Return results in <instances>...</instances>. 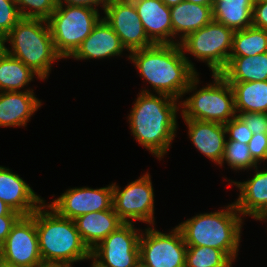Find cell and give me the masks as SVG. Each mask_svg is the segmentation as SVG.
Listing matches in <instances>:
<instances>
[{
    "label": "cell",
    "instance_id": "obj_42",
    "mask_svg": "<svg viewBox=\"0 0 267 267\" xmlns=\"http://www.w3.org/2000/svg\"><path fill=\"white\" fill-rule=\"evenodd\" d=\"M40 267H72L68 265L43 264Z\"/></svg>",
    "mask_w": 267,
    "mask_h": 267
},
{
    "label": "cell",
    "instance_id": "obj_8",
    "mask_svg": "<svg viewBox=\"0 0 267 267\" xmlns=\"http://www.w3.org/2000/svg\"><path fill=\"white\" fill-rule=\"evenodd\" d=\"M234 32L233 29L212 20L178 42L182 50L203 62L206 61L212 74H215L220 73L227 66Z\"/></svg>",
    "mask_w": 267,
    "mask_h": 267
},
{
    "label": "cell",
    "instance_id": "obj_13",
    "mask_svg": "<svg viewBox=\"0 0 267 267\" xmlns=\"http://www.w3.org/2000/svg\"><path fill=\"white\" fill-rule=\"evenodd\" d=\"M105 21L119 36L129 52L148 48L154 43L148 38L131 0H111L104 9Z\"/></svg>",
    "mask_w": 267,
    "mask_h": 267
},
{
    "label": "cell",
    "instance_id": "obj_10",
    "mask_svg": "<svg viewBox=\"0 0 267 267\" xmlns=\"http://www.w3.org/2000/svg\"><path fill=\"white\" fill-rule=\"evenodd\" d=\"M134 223H123L91 250V259L97 267H140L139 229Z\"/></svg>",
    "mask_w": 267,
    "mask_h": 267
},
{
    "label": "cell",
    "instance_id": "obj_9",
    "mask_svg": "<svg viewBox=\"0 0 267 267\" xmlns=\"http://www.w3.org/2000/svg\"><path fill=\"white\" fill-rule=\"evenodd\" d=\"M141 235L140 267H185L187 245L177 226L169 234L147 228Z\"/></svg>",
    "mask_w": 267,
    "mask_h": 267
},
{
    "label": "cell",
    "instance_id": "obj_11",
    "mask_svg": "<svg viewBox=\"0 0 267 267\" xmlns=\"http://www.w3.org/2000/svg\"><path fill=\"white\" fill-rule=\"evenodd\" d=\"M0 261L15 267H40L43 265L35 219L31 215L21 216L12 226L0 248Z\"/></svg>",
    "mask_w": 267,
    "mask_h": 267
},
{
    "label": "cell",
    "instance_id": "obj_20",
    "mask_svg": "<svg viewBox=\"0 0 267 267\" xmlns=\"http://www.w3.org/2000/svg\"><path fill=\"white\" fill-rule=\"evenodd\" d=\"M74 223L84 244L91 251L124 222L112 207L79 216L74 219Z\"/></svg>",
    "mask_w": 267,
    "mask_h": 267
},
{
    "label": "cell",
    "instance_id": "obj_32",
    "mask_svg": "<svg viewBox=\"0 0 267 267\" xmlns=\"http://www.w3.org/2000/svg\"><path fill=\"white\" fill-rule=\"evenodd\" d=\"M226 133H229L228 140H234L243 144H248L253 133L247 127L245 122L236 115L225 124Z\"/></svg>",
    "mask_w": 267,
    "mask_h": 267
},
{
    "label": "cell",
    "instance_id": "obj_37",
    "mask_svg": "<svg viewBox=\"0 0 267 267\" xmlns=\"http://www.w3.org/2000/svg\"><path fill=\"white\" fill-rule=\"evenodd\" d=\"M63 1L67 5H74V6H87L96 8L94 6L102 4V9L104 10L106 6L111 2V0H57V4H64Z\"/></svg>",
    "mask_w": 267,
    "mask_h": 267
},
{
    "label": "cell",
    "instance_id": "obj_26",
    "mask_svg": "<svg viewBox=\"0 0 267 267\" xmlns=\"http://www.w3.org/2000/svg\"><path fill=\"white\" fill-rule=\"evenodd\" d=\"M37 76L22 61L8 53L0 56V92L18 91Z\"/></svg>",
    "mask_w": 267,
    "mask_h": 267
},
{
    "label": "cell",
    "instance_id": "obj_22",
    "mask_svg": "<svg viewBox=\"0 0 267 267\" xmlns=\"http://www.w3.org/2000/svg\"><path fill=\"white\" fill-rule=\"evenodd\" d=\"M172 37L183 33L181 40L188 34L209 24L213 20L212 7L183 1L170 7Z\"/></svg>",
    "mask_w": 267,
    "mask_h": 267
},
{
    "label": "cell",
    "instance_id": "obj_39",
    "mask_svg": "<svg viewBox=\"0 0 267 267\" xmlns=\"http://www.w3.org/2000/svg\"><path fill=\"white\" fill-rule=\"evenodd\" d=\"M5 42H6V35L0 31V56L6 53L7 47H5Z\"/></svg>",
    "mask_w": 267,
    "mask_h": 267
},
{
    "label": "cell",
    "instance_id": "obj_18",
    "mask_svg": "<svg viewBox=\"0 0 267 267\" xmlns=\"http://www.w3.org/2000/svg\"><path fill=\"white\" fill-rule=\"evenodd\" d=\"M189 128V138L195 147L218 165L221 164L226 144L224 124L202 120L184 119Z\"/></svg>",
    "mask_w": 267,
    "mask_h": 267
},
{
    "label": "cell",
    "instance_id": "obj_25",
    "mask_svg": "<svg viewBox=\"0 0 267 267\" xmlns=\"http://www.w3.org/2000/svg\"><path fill=\"white\" fill-rule=\"evenodd\" d=\"M228 83L234 93L236 113H267V81Z\"/></svg>",
    "mask_w": 267,
    "mask_h": 267
},
{
    "label": "cell",
    "instance_id": "obj_44",
    "mask_svg": "<svg viewBox=\"0 0 267 267\" xmlns=\"http://www.w3.org/2000/svg\"><path fill=\"white\" fill-rule=\"evenodd\" d=\"M257 220H265V219H267V215H264V216H260V217H258V218H256Z\"/></svg>",
    "mask_w": 267,
    "mask_h": 267
},
{
    "label": "cell",
    "instance_id": "obj_38",
    "mask_svg": "<svg viewBox=\"0 0 267 267\" xmlns=\"http://www.w3.org/2000/svg\"><path fill=\"white\" fill-rule=\"evenodd\" d=\"M0 216H22L0 200Z\"/></svg>",
    "mask_w": 267,
    "mask_h": 267
},
{
    "label": "cell",
    "instance_id": "obj_36",
    "mask_svg": "<svg viewBox=\"0 0 267 267\" xmlns=\"http://www.w3.org/2000/svg\"><path fill=\"white\" fill-rule=\"evenodd\" d=\"M21 216H0V248L8 237L12 226Z\"/></svg>",
    "mask_w": 267,
    "mask_h": 267
},
{
    "label": "cell",
    "instance_id": "obj_33",
    "mask_svg": "<svg viewBox=\"0 0 267 267\" xmlns=\"http://www.w3.org/2000/svg\"><path fill=\"white\" fill-rule=\"evenodd\" d=\"M238 116L253 134H267V113L247 112L239 113Z\"/></svg>",
    "mask_w": 267,
    "mask_h": 267
},
{
    "label": "cell",
    "instance_id": "obj_5",
    "mask_svg": "<svg viewBox=\"0 0 267 267\" xmlns=\"http://www.w3.org/2000/svg\"><path fill=\"white\" fill-rule=\"evenodd\" d=\"M8 41L12 49L6 48V53L22 61L39 79H45L53 61L62 58L55 50L47 20L21 18L6 35Z\"/></svg>",
    "mask_w": 267,
    "mask_h": 267
},
{
    "label": "cell",
    "instance_id": "obj_6",
    "mask_svg": "<svg viewBox=\"0 0 267 267\" xmlns=\"http://www.w3.org/2000/svg\"><path fill=\"white\" fill-rule=\"evenodd\" d=\"M100 19L96 8L57 4L47 20L56 52L62 58L70 57Z\"/></svg>",
    "mask_w": 267,
    "mask_h": 267
},
{
    "label": "cell",
    "instance_id": "obj_41",
    "mask_svg": "<svg viewBox=\"0 0 267 267\" xmlns=\"http://www.w3.org/2000/svg\"><path fill=\"white\" fill-rule=\"evenodd\" d=\"M166 6L171 7L174 5H178L179 3L185 0H161Z\"/></svg>",
    "mask_w": 267,
    "mask_h": 267
},
{
    "label": "cell",
    "instance_id": "obj_4",
    "mask_svg": "<svg viewBox=\"0 0 267 267\" xmlns=\"http://www.w3.org/2000/svg\"><path fill=\"white\" fill-rule=\"evenodd\" d=\"M217 212L196 215L177 226L187 246L222 250L232 261L240 242L242 218L234 203ZM239 213V214H238Z\"/></svg>",
    "mask_w": 267,
    "mask_h": 267
},
{
    "label": "cell",
    "instance_id": "obj_1",
    "mask_svg": "<svg viewBox=\"0 0 267 267\" xmlns=\"http://www.w3.org/2000/svg\"><path fill=\"white\" fill-rule=\"evenodd\" d=\"M130 53L129 59L157 94L178 100L183 94L197 89L198 74L179 43L154 44Z\"/></svg>",
    "mask_w": 267,
    "mask_h": 267
},
{
    "label": "cell",
    "instance_id": "obj_12",
    "mask_svg": "<svg viewBox=\"0 0 267 267\" xmlns=\"http://www.w3.org/2000/svg\"><path fill=\"white\" fill-rule=\"evenodd\" d=\"M112 189L113 209L124 223L138 220L154 225V191L148 173L121 191L115 183Z\"/></svg>",
    "mask_w": 267,
    "mask_h": 267
},
{
    "label": "cell",
    "instance_id": "obj_7",
    "mask_svg": "<svg viewBox=\"0 0 267 267\" xmlns=\"http://www.w3.org/2000/svg\"><path fill=\"white\" fill-rule=\"evenodd\" d=\"M214 84H207L179 103L184 119L226 124L236 116L234 93L231 85L219 74H212Z\"/></svg>",
    "mask_w": 267,
    "mask_h": 267
},
{
    "label": "cell",
    "instance_id": "obj_34",
    "mask_svg": "<svg viewBox=\"0 0 267 267\" xmlns=\"http://www.w3.org/2000/svg\"><path fill=\"white\" fill-rule=\"evenodd\" d=\"M248 147L252 158L257 163L267 160V134H253Z\"/></svg>",
    "mask_w": 267,
    "mask_h": 267
},
{
    "label": "cell",
    "instance_id": "obj_14",
    "mask_svg": "<svg viewBox=\"0 0 267 267\" xmlns=\"http://www.w3.org/2000/svg\"><path fill=\"white\" fill-rule=\"evenodd\" d=\"M48 205L60 216L72 220L87 213L109 210L113 207L112 185L99 189H69Z\"/></svg>",
    "mask_w": 267,
    "mask_h": 267
},
{
    "label": "cell",
    "instance_id": "obj_24",
    "mask_svg": "<svg viewBox=\"0 0 267 267\" xmlns=\"http://www.w3.org/2000/svg\"><path fill=\"white\" fill-rule=\"evenodd\" d=\"M254 0H221L213 3V20L234 31L252 26Z\"/></svg>",
    "mask_w": 267,
    "mask_h": 267
},
{
    "label": "cell",
    "instance_id": "obj_17",
    "mask_svg": "<svg viewBox=\"0 0 267 267\" xmlns=\"http://www.w3.org/2000/svg\"><path fill=\"white\" fill-rule=\"evenodd\" d=\"M124 49L119 36L102 18L70 57L77 60L102 59L120 56Z\"/></svg>",
    "mask_w": 267,
    "mask_h": 267
},
{
    "label": "cell",
    "instance_id": "obj_15",
    "mask_svg": "<svg viewBox=\"0 0 267 267\" xmlns=\"http://www.w3.org/2000/svg\"><path fill=\"white\" fill-rule=\"evenodd\" d=\"M148 38L154 44H177L172 39L170 7L161 0H131ZM169 37L171 39H169Z\"/></svg>",
    "mask_w": 267,
    "mask_h": 267
},
{
    "label": "cell",
    "instance_id": "obj_21",
    "mask_svg": "<svg viewBox=\"0 0 267 267\" xmlns=\"http://www.w3.org/2000/svg\"><path fill=\"white\" fill-rule=\"evenodd\" d=\"M246 182H234L239 189V198L234 202L238 212L253 218L267 215V170L259 171Z\"/></svg>",
    "mask_w": 267,
    "mask_h": 267
},
{
    "label": "cell",
    "instance_id": "obj_31",
    "mask_svg": "<svg viewBox=\"0 0 267 267\" xmlns=\"http://www.w3.org/2000/svg\"><path fill=\"white\" fill-rule=\"evenodd\" d=\"M15 0H0V31L7 35L21 19Z\"/></svg>",
    "mask_w": 267,
    "mask_h": 267
},
{
    "label": "cell",
    "instance_id": "obj_35",
    "mask_svg": "<svg viewBox=\"0 0 267 267\" xmlns=\"http://www.w3.org/2000/svg\"><path fill=\"white\" fill-rule=\"evenodd\" d=\"M252 26L267 30V1L254 2Z\"/></svg>",
    "mask_w": 267,
    "mask_h": 267
},
{
    "label": "cell",
    "instance_id": "obj_30",
    "mask_svg": "<svg viewBox=\"0 0 267 267\" xmlns=\"http://www.w3.org/2000/svg\"><path fill=\"white\" fill-rule=\"evenodd\" d=\"M15 3L22 18L32 19L48 20L57 7V0H15Z\"/></svg>",
    "mask_w": 267,
    "mask_h": 267
},
{
    "label": "cell",
    "instance_id": "obj_2",
    "mask_svg": "<svg viewBox=\"0 0 267 267\" xmlns=\"http://www.w3.org/2000/svg\"><path fill=\"white\" fill-rule=\"evenodd\" d=\"M142 90L129 115L130 129L136 140L159 160L167 153L177 128V99Z\"/></svg>",
    "mask_w": 267,
    "mask_h": 267
},
{
    "label": "cell",
    "instance_id": "obj_40",
    "mask_svg": "<svg viewBox=\"0 0 267 267\" xmlns=\"http://www.w3.org/2000/svg\"><path fill=\"white\" fill-rule=\"evenodd\" d=\"M194 4L213 7V0H186Z\"/></svg>",
    "mask_w": 267,
    "mask_h": 267
},
{
    "label": "cell",
    "instance_id": "obj_27",
    "mask_svg": "<svg viewBox=\"0 0 267 267\" xmlns=\"http://www.w3.org/2000/svg\"><path fill=\"white\" fill-rule=\"evenodd\" d=\"M267 52V30L250 26L233 35L230 56H255Z\"/></svg>",
    "mask_w": 267,
    "mask_h": 267
},
{
    "label": "cell",
    "instance_id": "obj_28",
    "mask_svg": "<svg viewBox=\"0 0 267 267\" xmlns=\"http://www.w3.org/2000/svg\"><path fill=\"white\" fill-rule=\"evenodd\" d=\"M233 262L222 250L207 246H187L185 267H227Z\"/></svg>",
    "mask_w": 267,
    "mask_h": 267
},
{
    "label": "cell",
    "instance_id": "obj_23",
    "mask_svg": "<svg viewBox=\"0 0 267 267\" xmlns=\"http://www.w3.org/2000/svg\"><path fill=\"white\" fill-rule=\"evenodd\" d=\"M219 74L227 82L267 81V52L255 56H230Z\"/></svg>",
    "mask_w": 267,
    "mask_h": 267
},
{
    "label": "cell",
    "instance_id": "obj_29",
    "mask_svg": "<svg viewBox=\"0 0 267 267\" xmlns=\"http://www.w3.org/2000/svg\"><path fill=\"white\" fill-rule=\"evenodd\" d=\"M224 160L234 170H246L247 168L257 167V162L252 158L248 144H243L234 140H226L224 155L220 166H222Z\"/></svg>",
    "mask_w": 267,
    "mask_h": 267
},
{
    "label": "cell",
    "instance_id": "obj_43",
    "mask_svg": "<svg viewBox=\"0 0 267 267\" xmlns=\"http://www.w3.org/2000/svg\"><path fill=\"white\" fill-rule=\"evenodd\" d=\"M0 267H15V266L8 265V264H5L2 261H0Z\"/></svg>",
    "mask_w": 267,
    "mask_h": 267
},
{
    "label": "cell",
    "instance_id": "obj_19",
    "mask_svg": "<svg viewBox=\"0 0 267 267\" xmlns=\"http://www.w3.org/2000/svg\"><path fill=\"white\" fill-rule=\"evenodd\" d=\"M41 106L33 90L0 93V126L27 125L31 115Z\"/></svg>",
    "mask_w": 267,
    "mask_h": 267
},
{
    "label": "cell",
    "instance_id": "obj_16",
    "mask_svg": "<svg viewBox=\"0 0 267 267\" xmlns=\"http://www.w3.org/2000/svg\"><path fill=\"white\" fill-rule=\"evenodd\" d=\"M0 200L22 216L32 215L45 202L19 175L2 166H0Z\"/></svg>",
    "mask_w": 267,
    "mask_h": 267
},
{
    "label": "cell",
    "instance_id": "obj_3",
    "mask_svg": "<svg viewBox=\"0 0 267 267\" xmlns=\"http://www.w3.org/2000/svg\"><path fill=\"white\" fill-rule=\"evenodd\" d=\"M31 216L35 219L43 264L72 266L73 262L91 259V251L81 239L74 220L60 216L44 202Z\"/></svg>",
    "mask_w": 267,
    "mask_h": 267
}]
</instances>
